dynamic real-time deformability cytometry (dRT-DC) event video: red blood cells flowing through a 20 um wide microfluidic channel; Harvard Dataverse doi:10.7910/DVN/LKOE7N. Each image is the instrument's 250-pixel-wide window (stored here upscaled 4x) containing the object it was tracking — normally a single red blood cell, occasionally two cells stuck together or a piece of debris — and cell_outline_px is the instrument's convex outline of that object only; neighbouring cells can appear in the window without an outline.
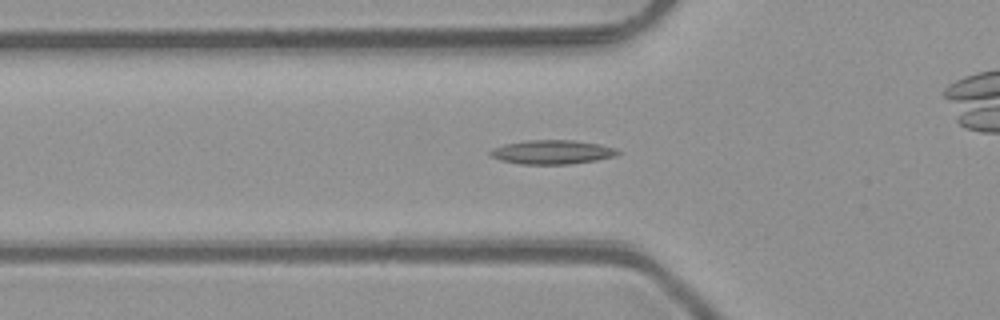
{"species": "common noctule bat (a hibernating species)", "species_latin": "Nyctalus noctula", "temperature_condition": "room temperature", "stored_images_in_passage": 51, "camera_frame_rate_fps": 3000, "um_per_image_px": 0.085, "animal": {"sex": "male", "body_mass_g": 23.1, "forearm_length_mm": 52.7}, "frame": {"image": 1, "passage_image": 17, "time_ms": 5.333, "image_size_px": [1000, 320], "cell_outline_px": [[620, 152], [616, 156], [596, 160], [572, 164], [520, 164], [500, 160], [488, 156], [488, 152], [492, 148], [508, 144], [528, 140], [572, 140], [600, 144], [616, 148]], "centroid_in_image_um": [46.93, 12.93], "position_along_channel_um": 78.9, "area_um2": 17.92}}
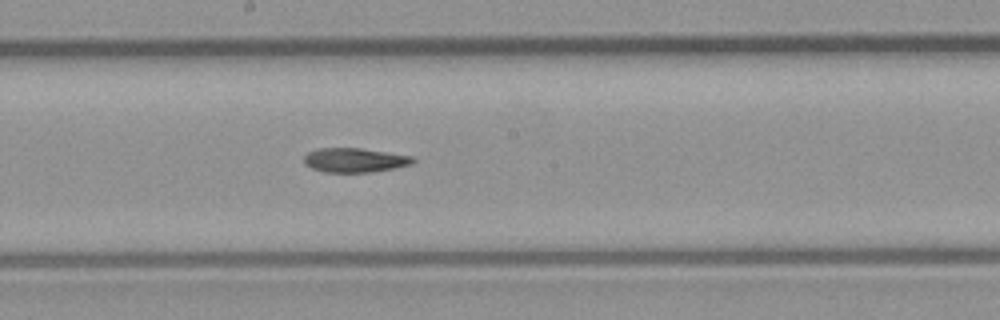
{"frame": {"image": 2, "passage_image": 27, "time_ms": 8.667, "image_size_px": [1000, 320], "cell_outline_px": [[416, 160], [412, 164], [372, 172], [324, 172], [312, 168], [304, 164], [304, 156], [308, 152], [320, 148], [360, 148], [412, 156]], "centroid_in_image_um": [30.13, 13.61], "position_along_channel_um": 218.1, "area_um2": 15.32}}
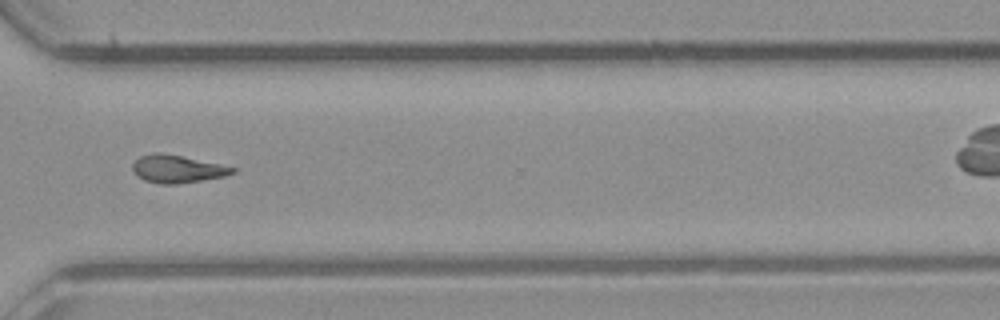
{"frame": {"image": 3, "passage_image": 37, "time_ms": 12.0, "image_size_px": [1000, 320], "cell_outline_px": [[236, 172], [224, 176], [176, 184], [160, 184], [144, 180], [136, 176], [132, 168], [132, 164], [140, 156], [152, 152], [156, 152], [180, 156], [220, 164], [236, 168]], "centroid_in_image_um": [15.02, 14.36], "position_along_channel_um": 355.6, "area_um2": 15.95}, "authors_computed_cell_mechanics": {"area_um2": 15.9528, "velocity_mm_per_s": 4.1285, "shape_relaxation_time_tau1_ms": null, "shape_relaxation_time_tau2_ms": 4.1931, "deformation_change_tau1": null, "deformation_change_tau2": 0.1246}}